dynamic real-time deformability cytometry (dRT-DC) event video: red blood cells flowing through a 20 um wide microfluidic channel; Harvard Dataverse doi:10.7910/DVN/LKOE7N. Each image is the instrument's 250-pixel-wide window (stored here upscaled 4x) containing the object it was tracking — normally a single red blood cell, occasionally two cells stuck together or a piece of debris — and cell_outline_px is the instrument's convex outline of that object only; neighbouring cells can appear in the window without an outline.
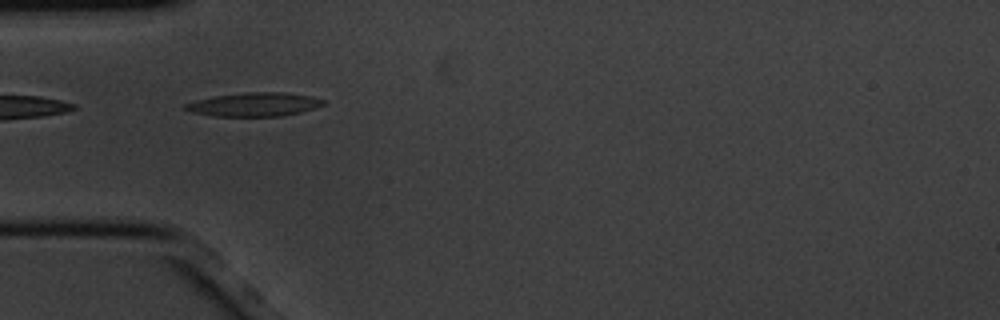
{"species": "common noctule bat (a hibernating species)", "species_latin": "Nyctalus noctula", "temperature_condition": "cold", "stored_images_in_passage": 3, "camera_frame_rate_fps": 3000, "um_per_image_px": 0.085, "animal": {"sex": "male", "body_mass_g": 20.1, "forearm_length_mm": 53.5}, "frame": {"image": 1, "passage_image": 2, "time_ms": 0.333, "image_size_px": [1000, 320], "cell_outline_px": [[324, 104], [316, 108], [284, 116], [212, 116], [192, 112], [184, 108], [184, 104], [196, 100], [216, 96], [244, 92], [284, 92], [312, 96], [324, 100]], "centroid_in_image_um": [21.63, 8.88], "position_along_channel_um": 63.4, "area_um2": 19.07}}